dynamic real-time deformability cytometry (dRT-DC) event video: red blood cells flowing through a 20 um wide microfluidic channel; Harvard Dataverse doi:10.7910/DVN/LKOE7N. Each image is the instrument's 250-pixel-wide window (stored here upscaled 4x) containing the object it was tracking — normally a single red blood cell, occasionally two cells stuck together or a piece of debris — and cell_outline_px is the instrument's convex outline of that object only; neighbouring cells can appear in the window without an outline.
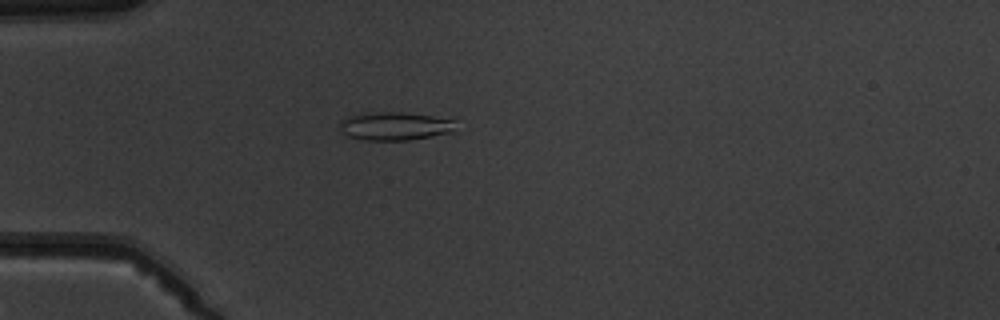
{"species": "common noctule bat (a hibernating species)", "species_latin": "Nyctalus noctula", "temperature_condition": "warm", "stored_images_in_passage": 5, "camera_frame_rate_fps": 3000, "um_per_image_px": 0.085, "animal": {"sex": "male", "body_mass_g": 19.5, "forearm_length_mm": 54.6}, "frame": {"image": 1, "passage_image": 4, "time_ms": 4.333, "image_size_px": [1000, 320], "cell_outline_px": [[456, 120], [452, 132], [408, 140], [364, 140], [348, 136], [336, 124], [340, 120], [352, 116], [376, 112], [404, 112], [432, 116]], "centroid_in_image_um": [33.55, 10.72], "position_along_channel_um": 51.5, "area_um2": 18.9}}